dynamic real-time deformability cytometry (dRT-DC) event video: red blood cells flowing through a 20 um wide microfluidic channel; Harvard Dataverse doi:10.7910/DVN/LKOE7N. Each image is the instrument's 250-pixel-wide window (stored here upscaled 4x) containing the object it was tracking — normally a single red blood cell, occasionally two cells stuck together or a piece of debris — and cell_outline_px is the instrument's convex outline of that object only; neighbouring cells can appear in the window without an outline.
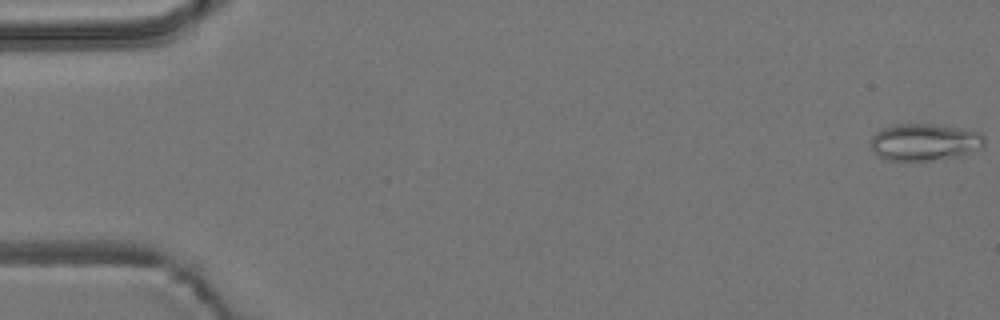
{"species": "common noctule bat (a hibernating species)", "species_latin": "Nyctalus noctula", "temperature_condition": "room temperature", "stored_images_in_passage": 10, "camera_frame_rate_fps": 3000, "um_per_image_px": 0.085, "animal": {"sex": "male", "body_mass_g": 19.2, "forearm_length_mm": 51.8}, "frame": {"image": 1, "passage_image": 1, "time_ms": 0.0, "image_size_px": [1000, 320], "cell_outline_px": [[984, 148], [960, 156], [928, 160], [884, 160], [872, 148], [872, 136], [876, 132], [884, 128], [900, 124], [932, 124], [980, 132], [984, 136]], "centroid_in_image_um": [78.63, 12.08], "position_along_channel_um": 6.4, "area_um2": 24.22}}
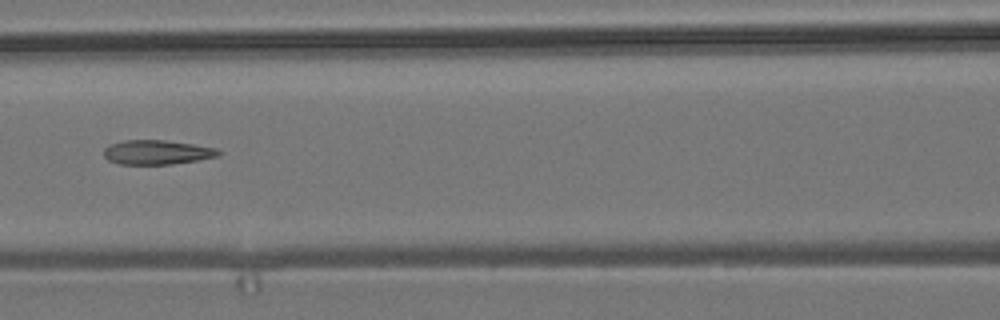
{"frame": {"image": 2, "passage_image": 7, "time_ms": 8.0, "image_size_px": [1000, 320], "cell_outline_px": [[224, 152], [220, 156], [172, 164], [120, 164], [108, 160], [104, 156], [104, 148], [112, 144], [124, 140], [164, 140], [192, 144], [216, 148]], "centroid_in_image_um": [13.37, 12.94], "position_along_channel_um": 153.2, "area_um2": 16.24}}
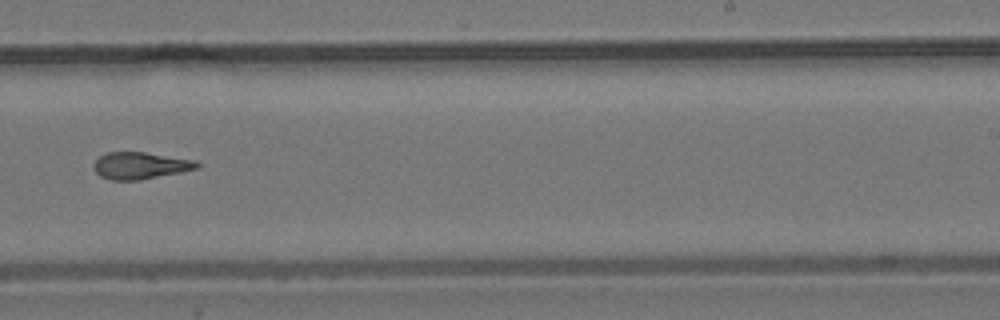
{"frame": {"image": 3, "passage_image": 10, "time_ms": 11.333, "image_size_px": [1000, 320], "cell_outline_px": [[200, 168], [140, 180], [112, 180], [100, 176], [92, 168], [92, 164], [100, 156], [108, 152], [144, 152], [196, 160], [200, 164]], "centroid_in_image_um": [11.92, 14.07], "position_along_channel_um": 277.1, "area_um2": 16.24}}